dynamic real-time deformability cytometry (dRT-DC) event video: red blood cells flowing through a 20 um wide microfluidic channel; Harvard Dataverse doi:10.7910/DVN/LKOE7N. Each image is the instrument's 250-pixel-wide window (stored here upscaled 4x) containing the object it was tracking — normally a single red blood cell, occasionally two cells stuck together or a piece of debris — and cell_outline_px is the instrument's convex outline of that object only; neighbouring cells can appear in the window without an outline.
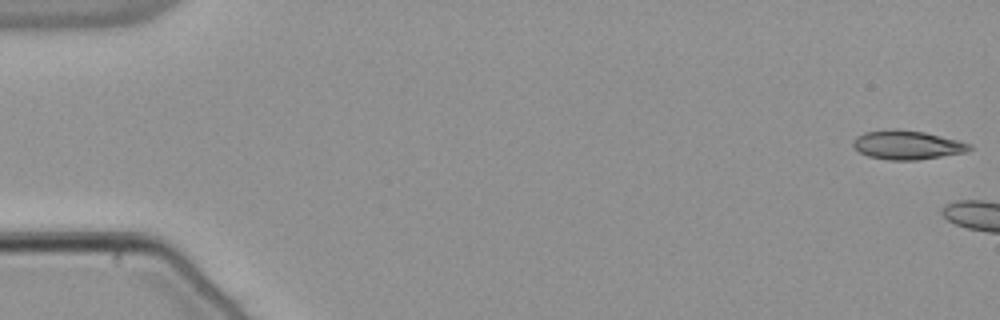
{"species": "common noctule bat (a hibernating species)", "species_latin": "Nyctalus noctula", "temperature_condition": "warm", "stored_images_in_passage": 5, "camera_frame_rate_fps": 3000, "um_per_image_px": 0.085, "animal": {"sex": "male", "body_mass_g": 21.5, "forearm_length_mm": 52.0}, "frame": {"image": 1, "passage_image": 1, "time_ms": 0.0, "image_size_px": [1000, 320], "cell_outline_px": [[972, 148], [968, 152], [916, 160], [888, 160], [868, 156], [860, 152], [852, 144], [852, 140], [856, 136], [864, 132], [892, 128], [896, 128], [924, 132], [972, 144]], "centroid_in_image_um": [77.09, 12.31], "position_along_channel_um": 7.9, "area_um2": 19.71}}